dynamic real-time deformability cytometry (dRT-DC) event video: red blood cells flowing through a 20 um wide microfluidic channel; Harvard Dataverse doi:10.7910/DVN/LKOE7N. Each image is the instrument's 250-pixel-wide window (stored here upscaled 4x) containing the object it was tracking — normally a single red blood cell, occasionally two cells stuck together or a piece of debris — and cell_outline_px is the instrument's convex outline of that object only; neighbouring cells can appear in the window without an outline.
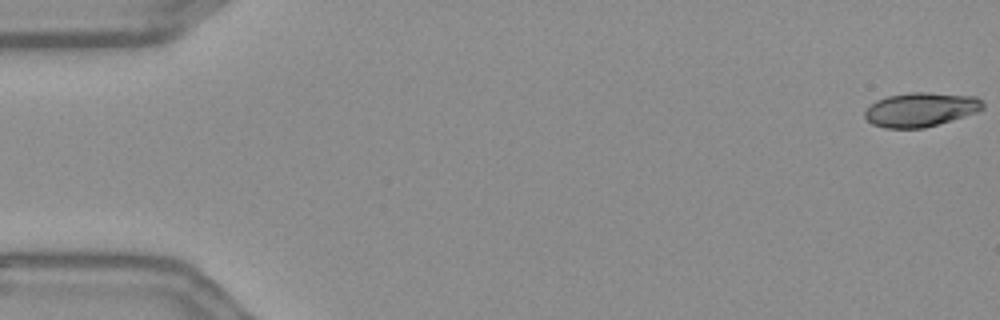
{"species": "Egyptian fruit bat (a non-hibernating species)", "species_latin": "Rousettus aegyptiacus", "temperature_condition": "warm", "stored_images_in_passage": 56, "camera_frame_rate_fps": 3000, "um_per_image_px": 0.085, "frame": {"image": 1, "passage_image": 1, "time_ms": 0.0, "image_size_px": [1000, 320], "cell_outline_px": [[984, 108], [976, 112], [964, 116], [924, 128], [884, 128], [872, 124], [864, 116], [864, 112], [876, 100], [888, 96], [908, 92], [928, 92], [976, 96], [984, 104]], "centroid_in_image_um": [78.25, 9.3], "position_along_channel_um": 6.8, "area_um2": 23.41}}
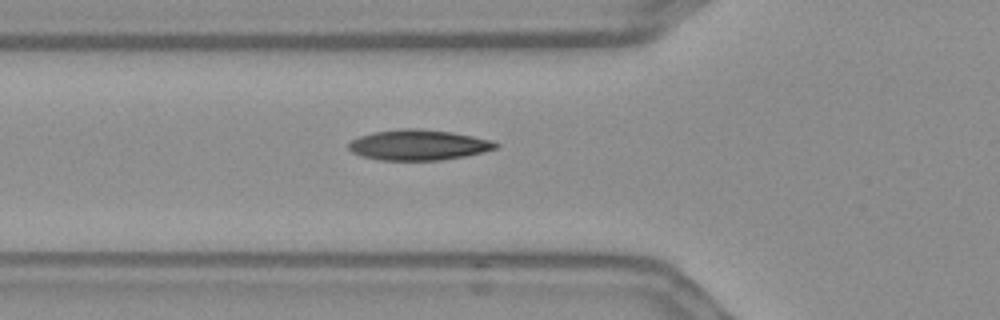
{"frame": {"image": 2, "passage_image": 20, "time_ms": 6.333, "image_size_px": [1000, 320], "cell_outline_px": [[500, 144], [496, 148], [484, 152], [464, 156], [440, 160], [380, 160], [360, 156], [352, 152], [348, 148], [348, 144], [352, 140], [360, 136], [372, 132], [400, 128], [416, 128], [452, 132], [472, 136], [488, 140]], "centroid_in_image_um": [35.53, 12.32], "position_along_channel_um": 90.3, "area_um2": 26.07}}
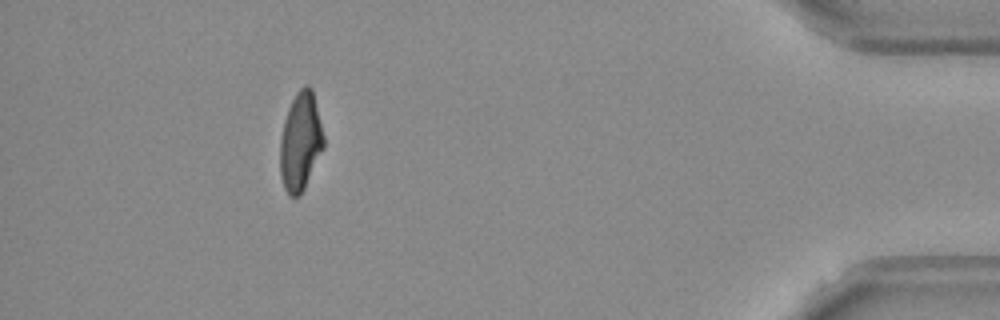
{"frame": {"image": 3, "passage_image": 51, "time_ms": 16.667, "image_size_px": [1000, 320], "cell_outline_px": [[324, 148], [300, 196], [288, 196], [284, 188], [280, 176], [280, 140], [284, 120], [288, 108], [296, 92], [304, 84], [308, 84], [312, 88], [324, 136]], "centroid_in_image_um": [25.53, 12.03], "position_along_channel_um": 409.7, "area_um2": 25.09}, "authors_computed_cell_mechanics": {"area_um2": 25.1141, "velocity_mm_per_s": 3.6444, "shape_relaxation_time_tau1_ms": 5.9739, "shape_relaxation_time_tau2_ms": 1.5209, "deformation_change_tau1": 0.1957, "deformation_change_tau2": 0.0766}}